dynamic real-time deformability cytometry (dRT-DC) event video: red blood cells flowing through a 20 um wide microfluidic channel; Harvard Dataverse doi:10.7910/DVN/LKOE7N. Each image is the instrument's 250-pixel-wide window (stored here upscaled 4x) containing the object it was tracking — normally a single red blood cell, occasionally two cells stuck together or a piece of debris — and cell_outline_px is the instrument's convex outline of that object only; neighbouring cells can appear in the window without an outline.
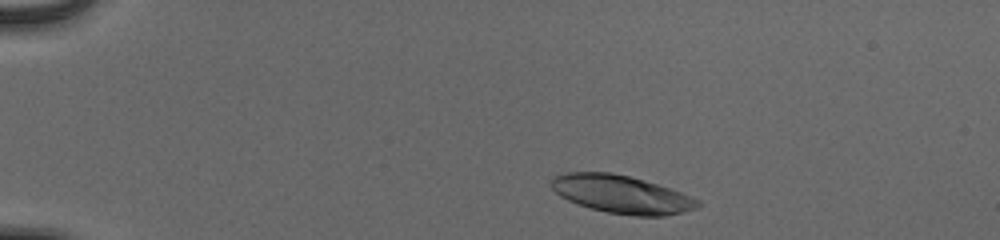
{"species": "human", "species_latin": "Homo sapiens", "temperature_condition": "cold", "stored_images_in_passage": 47, "camera_frame_rate_fps": 3000, "um_per_image_px": 0.085, "donor": {"sex": "male"}, "frame": {"image": 1, "passage_image": 4, "time_ms": 1.0, "image_size_px": [1000, 240], "cell_outline_px": [[704, 204], [696, 208], [684, 212], [664, 216], [636, 216], [608, 212], [592, 208], [568, 200], [560, 196], [552, 188], [552, 176], [564, 172], [612, 172], [628, 176], [672, 188], [700, 200]], "centroid_in_image_um": [52.87, 16.51], "position_along_channel_um": 32.1, "area_um2": 32.43}}
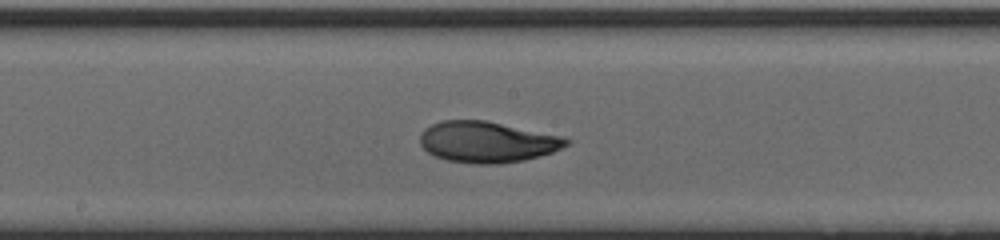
{"frame": {"image": 2, "passage_image": 24, "time_ms": 7.667, "image_size_px": [1000, 240], "cell_outline_px": [[572, 140], [568, 144], [552, 152], [524, 160], [500, 164], [476, 164], [448, 160], [436, 156], [428, 152], [420, 144], [420, 136], [424, 128], [440, 120], [484, 120], [564, 136]], "centroid_in_image_um": [41.41, 12.06], "position_along_channel_um": 206.8, "area_um2": 34.97}}
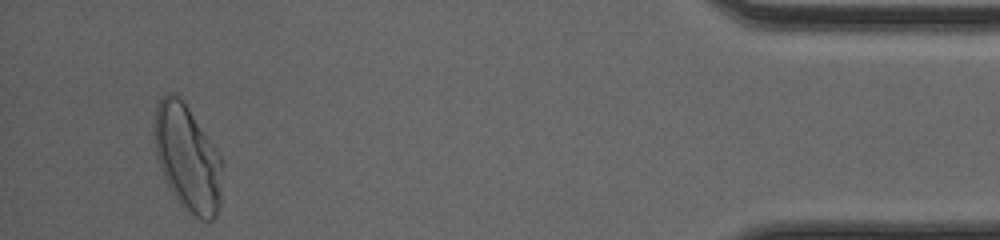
{"frame": {"image": 3, "passage_image": 45, "time_ms": 14.667, "image_size_px": [1000, 240], "cell_outline_px": [[224, 160], [220, 204], [216, 216], [212, 220], [200, 220], [180, 204], [172, 192], [164, 176], [156, 156], [152, 132], [156, 104], [164, 92], [176, 92], [188, 108], [216, 148]], "centroid_in_image_um": [15.93, 13.4], "position_along_channel_um": 419.3, "area_um2": 42.66}, "authors_computed_cell_mechanics": {"area_um2": 34.102, "velocity_mm_per_s": 3.8769, "shape_relaxation_time_tau1_ms": 3.7273, "shape_relaxation_time_tau2_ms": 1.4595, "deformation_change_tau1": 0.166, "deformation_change_tau2": 0.0622}}